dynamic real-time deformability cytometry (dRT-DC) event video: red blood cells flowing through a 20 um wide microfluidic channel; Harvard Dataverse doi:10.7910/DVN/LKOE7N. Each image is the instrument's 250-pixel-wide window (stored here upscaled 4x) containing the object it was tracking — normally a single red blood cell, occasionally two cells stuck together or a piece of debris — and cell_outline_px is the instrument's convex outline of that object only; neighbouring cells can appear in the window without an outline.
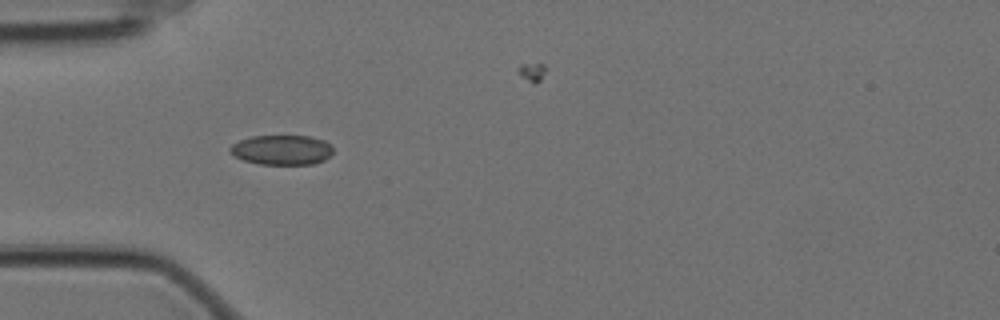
{"species": "Egyptian fruit bat (a non-hibernating species)", "species_latin": "Rousettus aegyptiacus", "temperature_condition": "cold", "stored_images_in_passage": 18, "camera_frame_rate_fps": 3000, "um_per_image_px": 0.085, "animal": {"sex": "female"}, "frame": {"image": 1, "passage_image": 8, "time_ms": 2.333, "image_size_px": [1000, 320], "cell_outline_px": [[332, 152], [324, 160], [312, 164], [260, 164], [244, 160], [228, 152], [228, 148], [232, 144], [240, 140], [252, 136], [308, 136], [324, 140], [332, 144]], "centroid_in_image_um": [23.94, 12.73], "position_along_channel_um": 61.1, "area_um2": 17.86}}
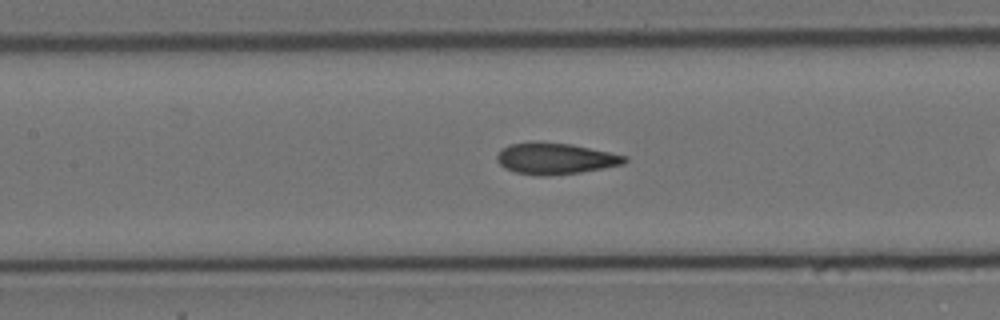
{"frame": {"image": 2, "passage_image": 13, "time_ms": 4.0, "image_size_px": [1000, 320], "cell_outline_px": [[628, 160], [624, 164], [604, 168], [580, 172], [544, 176], [540, 176], [516, 172], [504, 168], [496, 160], [496, 156], [504, 148], [512, 144], [572, 144], [628, 156]], "centroid_in_image_um": [47.27, 13.51], "position_along_channel_um": 160.1, "area_um2": 22.54}}
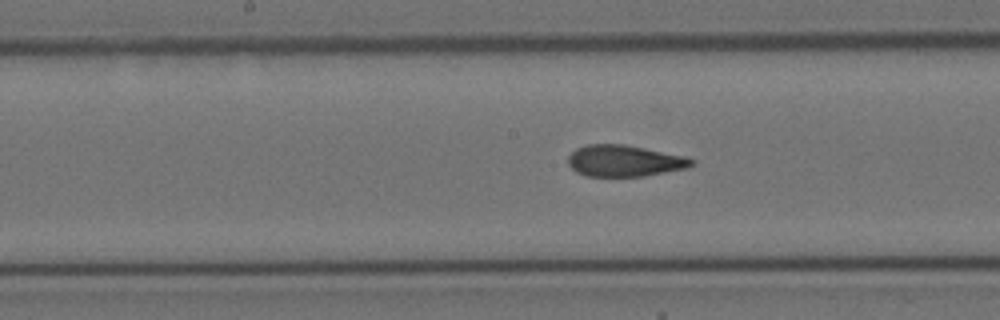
{"frame": {"image": 3, "passage_image": 16, "time_ms": 5.0, "image_size_px": [1000, 320], "cell_outline_px": [[696, 164], [688, 168], [644, 176], [588, 176], [576, 172], [568, 164], [568, 156], [576, 148], [588, 144], [624, 144], [684, 156], [696, 160]], "centroid_in_image_um": [53.09, 13.67], "position_along_channel_um": 195.1, "area_um2": 22.66}}